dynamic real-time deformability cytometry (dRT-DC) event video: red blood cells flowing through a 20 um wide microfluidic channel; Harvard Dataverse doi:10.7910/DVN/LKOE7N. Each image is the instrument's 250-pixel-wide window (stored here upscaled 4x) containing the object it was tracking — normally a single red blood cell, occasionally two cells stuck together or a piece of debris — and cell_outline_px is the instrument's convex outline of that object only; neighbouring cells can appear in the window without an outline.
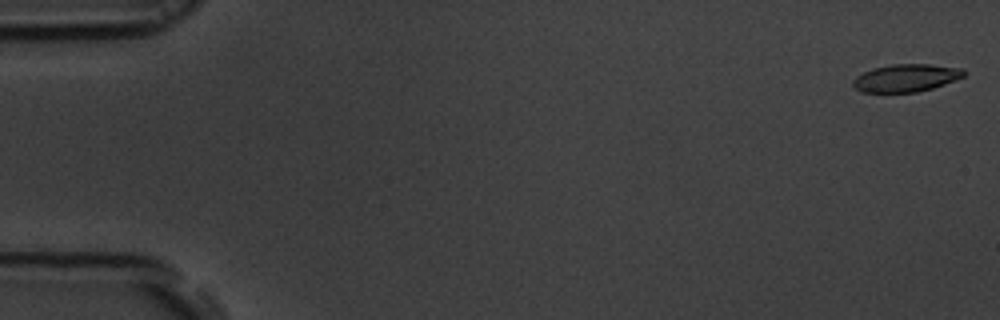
{"species": "common noctule bat (a hibernating species)", "species_latin": "Nyctalus noctula", "temperature_condition": "room temperature", "stored_images_in_passage": 13, "camera_frame_rate_fps": 3000, "um_per_image_px": 0.085, "animal": {"sex": "male", "body_mass_g": 19.5, "forearm_length_mm": 54.6}, "frame": {"image": 1, "passage_image": 1, "time_ms": 0.0, "image_size_px": [1000, 320], "cell_outline_px": [[964, 76], [944, 84], [932, 88], [916, 92], [860, 92], [852, 84], [852, 80], [856, 76], [872, 68], [892, 64], [928, 64], [964, 68]], "centroid_in_image_um": [76.99, 6.62], "position_along_channel_um": 8.0, "area_um2": 17.8}}